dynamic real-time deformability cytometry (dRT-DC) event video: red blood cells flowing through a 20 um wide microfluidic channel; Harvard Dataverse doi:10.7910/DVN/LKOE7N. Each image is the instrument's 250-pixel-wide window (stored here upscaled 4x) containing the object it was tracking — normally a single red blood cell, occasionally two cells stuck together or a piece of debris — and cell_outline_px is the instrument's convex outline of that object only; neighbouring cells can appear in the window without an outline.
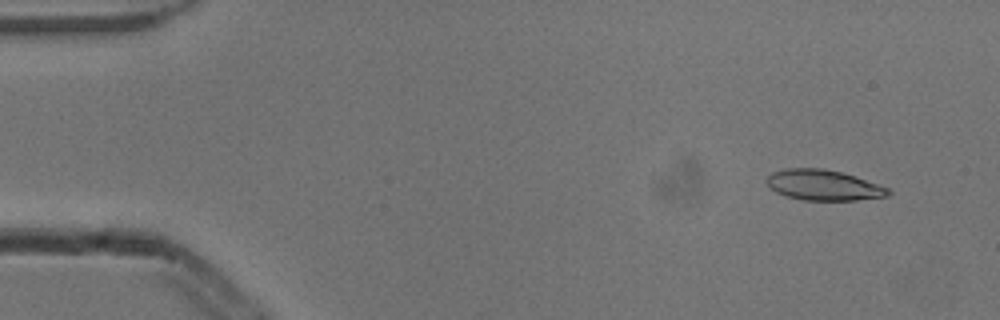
{"species": "common noctule bat (a hibernating species)", "species_latin": "Nyctalus noctula", "temperature_condition": "cold", "stored_images_in_passage": 5, "camera_frame_rate_fps": 3000, "um_per_image_px": 0.085, "animal": {"sex": "male", "body_mass_g": 13.3}, "frame": {"image": 1, "passage_image": 1, "time_ms": 0.0, "image_size_px": [1000, 320], "cell_outline_px": [[892, 192], [888, 196], [856, 200], [804, 200], [788, 196], [776, 192], [768, 188], [764, 180], [772, 172], [784, 168], [824, 168], [840, 172], [888, 188]], "centroid_in_image_um": [69.92, 15.73], "position_along_channel_um": 15.1, "area_um2": 21.5}}